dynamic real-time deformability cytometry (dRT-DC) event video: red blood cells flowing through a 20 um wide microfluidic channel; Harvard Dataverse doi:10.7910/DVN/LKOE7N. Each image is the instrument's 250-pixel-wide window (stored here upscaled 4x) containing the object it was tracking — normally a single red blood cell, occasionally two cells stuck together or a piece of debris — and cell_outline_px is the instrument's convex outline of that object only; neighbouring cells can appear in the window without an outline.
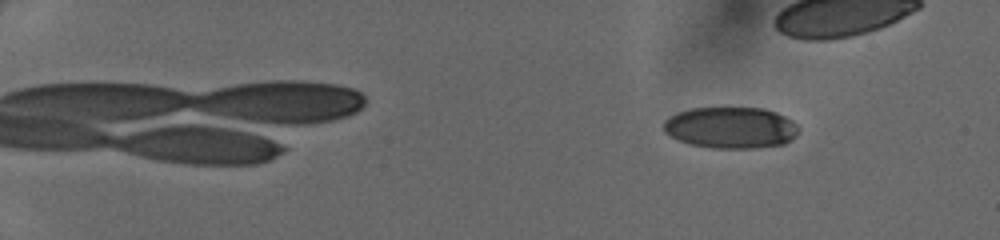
{"species": "human", "species_latin": "Homo sapiens", "temperature_condition": "cold", "stored_images_in_passage": 33, "camera_frame_rate_fps": 3000, "um_per_image_px": 0.085, "donor": {"sex": "female"}, "frame": {"image": 1, "passage_image": 2, "time_ms": 0.333, "image_size_px": [1000, 240], "cell_outline_px": [[800, 132], [792, 140], [784, 144], [756, 148], [712, 148], [688, 144], [664, 132], [664, 120], [668, 116], [676, 112], [688, 108], [764, 108], [776, 112], [792, 120], [800, 128]], "centroid_in_image_um": [62.13, 10.85], "position_along_channel_um": 22.9, "area_um2": 32.95}}
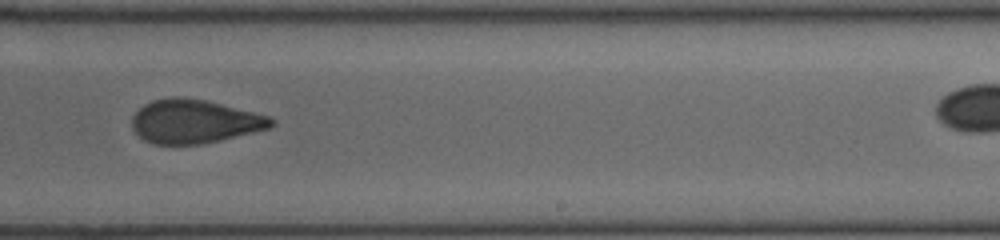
{"frame": {"image": 2, "passage_image": 23, "time_ms": 7.333, "image_size_px": [1000, 240], "cell_outline_px": [[276, 124], [268, 128], [252, 132], [200, 144], [152, 144], [144, 140], [132, 128], [132, 116], [144, 104], [152, 100], [172, 96], [180, 96], [204, 100], [272, 116], [276, 120]], "centroid_in_image_um": [16.52, 10.31], "position_along_channel_um": 272.5, "area_um2": 35.32}}
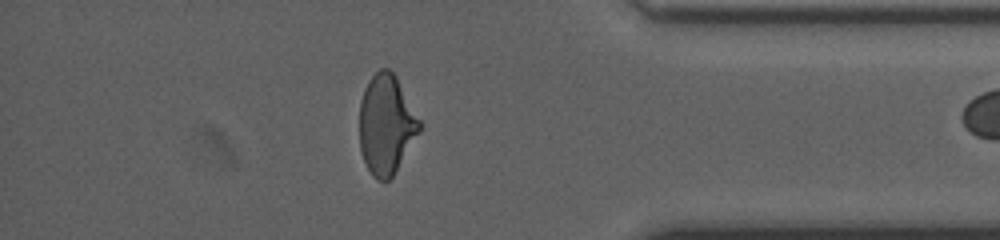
{"frame": {"image": 3, "passage_image": 32, "time_ms": 10.333, "image_size_px": [1000, 240], "cell_outline_px": [[420, 132], [392, 176], [388, 180], [376, 180], [372, 176], [364, 160], [360, 148], [360, 100], [364, 88], [368, 80], [380, 68], [388, 68], [396, 76], [420, 120]], "centroid_in_image_um": [32.82, 10.57], "position_along_channel_um": 402.4, "area_um2": 34.56}}